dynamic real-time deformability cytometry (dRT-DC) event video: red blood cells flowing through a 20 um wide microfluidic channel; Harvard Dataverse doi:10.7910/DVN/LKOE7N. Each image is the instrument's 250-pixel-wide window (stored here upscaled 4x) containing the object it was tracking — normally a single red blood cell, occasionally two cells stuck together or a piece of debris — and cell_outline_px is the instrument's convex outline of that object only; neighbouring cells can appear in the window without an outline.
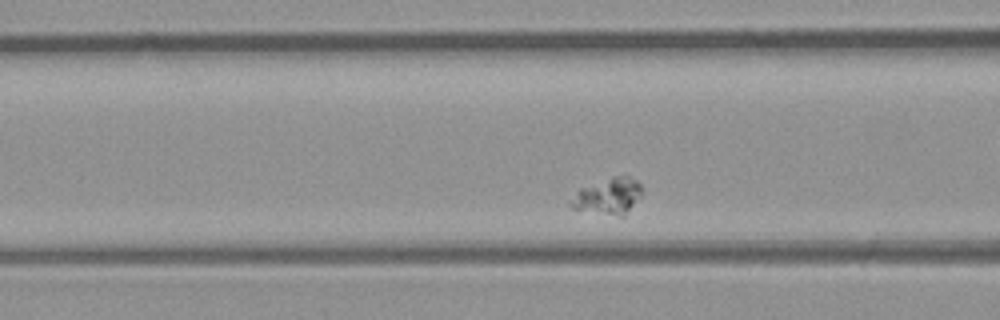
{"species": "common noctule bat (a hibernating species)", "species_latin": "Nyctalus noctula", "temperature_condition": "room temperature", "stored_images_in_passage": 30, "camera_frame_rate_fps": 3000, "um_per_image_px": 0.085, "animal": {"sex": "male", "body_mass_g": 23.1, "forearm_length_mm": 52.7}, "frame": {"image": 1, "passage_image": 5, "time_ms": 1.333, "image_size_px": [1000, 320], "cell_outline_px": [[644, 188], [640, 196], [624, 216], [620, 216], [572, 208], [568, 204], [580, 188], [612, 176], [628, 176], [636, 180]], "centroid_in_image_um": [51.72, 16.65], "position_along_channel_um": 114.9, "area_um2": 14.74}}